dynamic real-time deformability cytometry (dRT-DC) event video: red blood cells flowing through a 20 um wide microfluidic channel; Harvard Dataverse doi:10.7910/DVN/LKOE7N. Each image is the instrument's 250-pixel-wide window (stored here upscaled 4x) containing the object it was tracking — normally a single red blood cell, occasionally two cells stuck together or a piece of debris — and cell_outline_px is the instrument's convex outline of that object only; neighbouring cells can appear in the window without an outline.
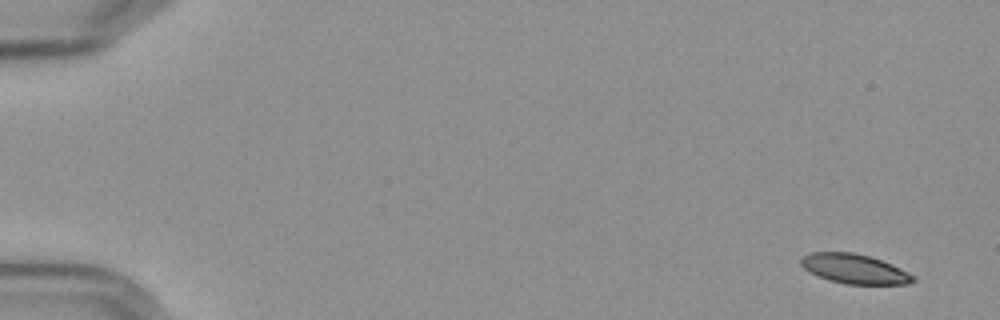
{"species": "Egyptian fruit bat (a non-hibernating species)", "species_latin": "Rousettus aegyptiacus", "temperature_condition": "cold", "stored_images_in_passage": 9, "camera_frame_rate_fps": 3000, "um_per_image_px": 0.085, "frame": {"image": 1, "passage_image": 1, "time_ms": 0.0, "image_size_px": [1000, 320], "cell_outline_px": [[916, 280], [908, 284], [848, 284], [828, 280], [804, 268], [800, 264], [800, 260], [804, 256], [812, 252], [852, 252], [872, 256], [892, 264], [916, 276]], "centroid_in_image_um": [72.68, 22.85], "position_along_channel_um": 12.3, "area_um2": 19.31}}
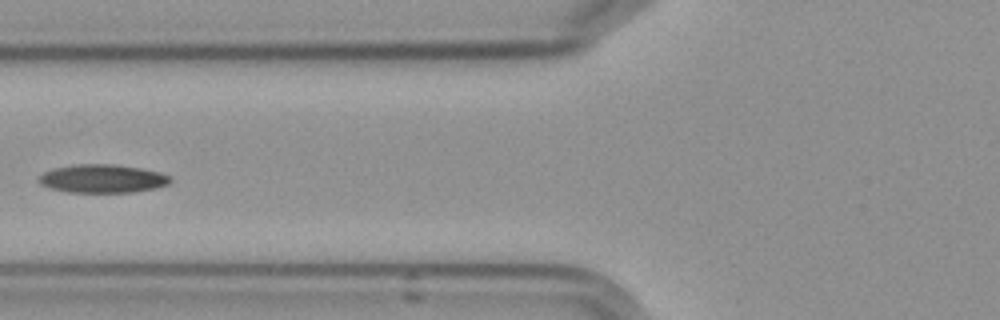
{"frame": {"image": 2, "passage_image": 6, "time_ms": 7.0, "image_size_px": [1000, 320], "cell_outline_px": [[172, 180], [168, 184], [156, 188], [132, 192], [68, 192], [48, 188], [40, 184], [36, 180], [44, 172], [56, 168], [76, 164], [112, 164], [140, 168], [160, 172], [172, 176]], "centroid_in_image_um": [8.72, 15.19], "position_along_channel_um": 117.1, "area_um2": 21.79}}
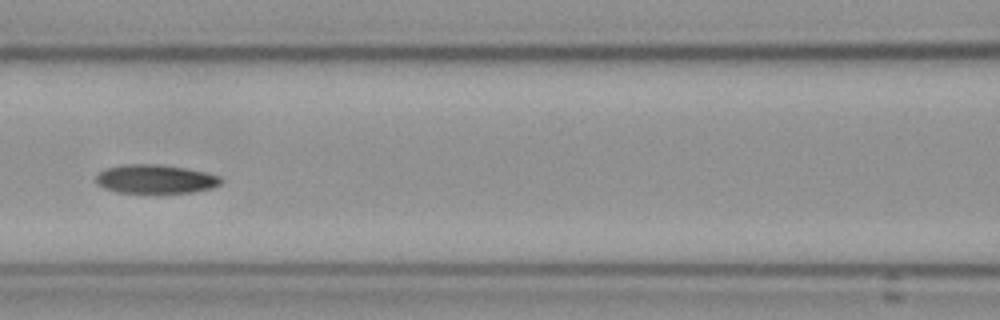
{"frame": {"image": 3, "passage_image": 7, "time_ms": 8.0, "image_size_px": [1000, 320], "cell_outline_px": [[224, 180], [220, 184], [212, 188], [192, 192], [116, 192], [104, 188], [96, 184], [96, 176], [104, 168], [124, 164], [156, 164], [184, 168], [204, 172], [220, 176]], "centroid_in_image_um": [13.19, 15.21], "position_along_channel_um": 153.4, "area_um2": 20.87}}